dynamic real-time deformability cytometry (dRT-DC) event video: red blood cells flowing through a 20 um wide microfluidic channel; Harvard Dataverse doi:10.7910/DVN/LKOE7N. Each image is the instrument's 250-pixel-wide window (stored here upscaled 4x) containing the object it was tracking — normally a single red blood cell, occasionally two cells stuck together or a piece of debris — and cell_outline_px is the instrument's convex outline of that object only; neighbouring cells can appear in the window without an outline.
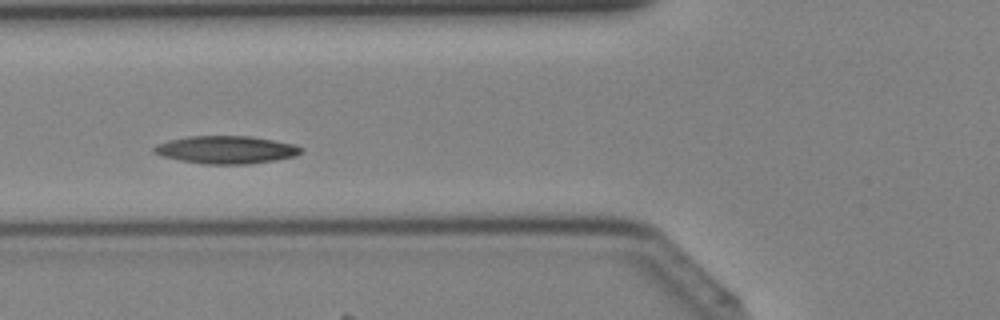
{"species": "Egyptian fruit bat (a non-hibernating species)", "species_latin": "Rousettus aegyptiacus", "temperature_condition": "cold", "stored_images_in_passage": 41, "segment_of_instrument_passage": [1, 2], "camera_frame_rate_fps": 3000, "um_per_image_px": 0.085, "animal": {"sex": "female"}, "frame": {"image": 1, "passage_image": 14, "time_ms": 4.333, "image_size_px": [1000, 320], "cell_outline_px": [[304, 148], [296, 156], [276, 160], [248, 164], [204, 164], [180, 160], [160, 156], [152, 152], [152, 148], [156, 144], [168, 140], [188, 136], [252, 136], [296, 144]], "centroid_in_image_um": [19.21, 12.72], "position_along_channel_um": 106.6, "area_um2": 24.04}}
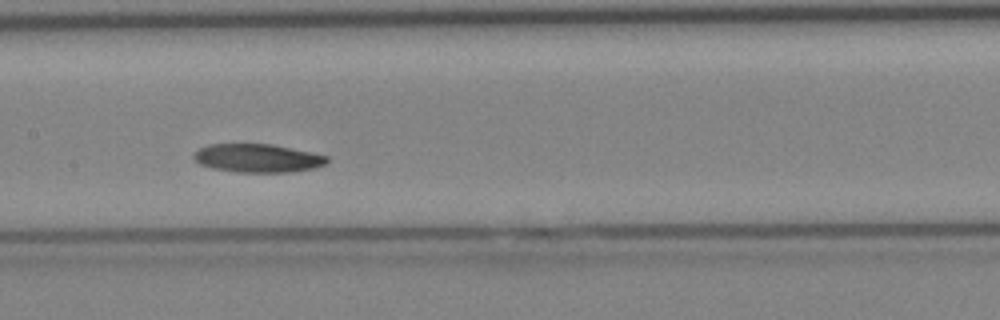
{"frame": {"image": 2, "passage_image": 19, "time_ms": 6.0, "image_size_px": [1000, 320], "cell_outline_px": [[328, 160], [324, 164], [312, 168], [292, 172], [236, 172], [212, 168], [200, 164], [192, 156], [200, 148], [208, 144], [272, 144], [312, 152], [328, 156]], "centroid_in_image_um": [21.89, 13.44], "position_along_channel_um": 185.5, "area_um2": 21.96}}
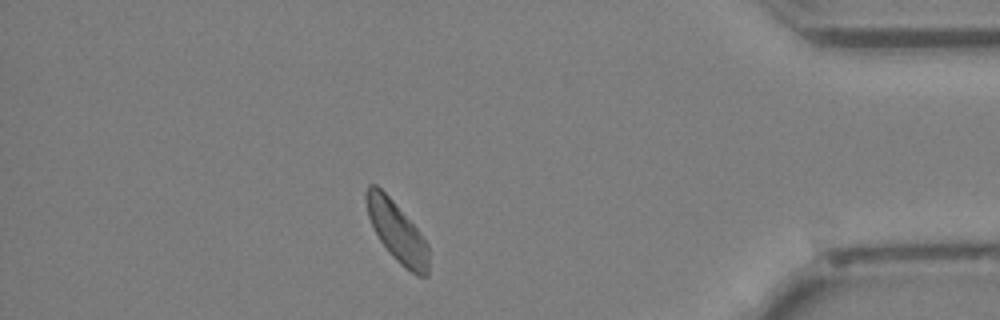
{"frame": {"image": 3, "passage_image": 35, "time_ms": 11.333, "image_size_px": [1000, 320], "cell_outline_px": [[428, 276], [416, 276], [404, 268], [392, 256], [380, 240], [368, 216], [364, 196], [364, 192], [368, 184], [376, 184], [392, 200], [416, 228], [428, 244]], "centroid_in_image_um": [33.73, 19.7], "position_along_channel_um": 401.5, "area_um2": 21.62}}